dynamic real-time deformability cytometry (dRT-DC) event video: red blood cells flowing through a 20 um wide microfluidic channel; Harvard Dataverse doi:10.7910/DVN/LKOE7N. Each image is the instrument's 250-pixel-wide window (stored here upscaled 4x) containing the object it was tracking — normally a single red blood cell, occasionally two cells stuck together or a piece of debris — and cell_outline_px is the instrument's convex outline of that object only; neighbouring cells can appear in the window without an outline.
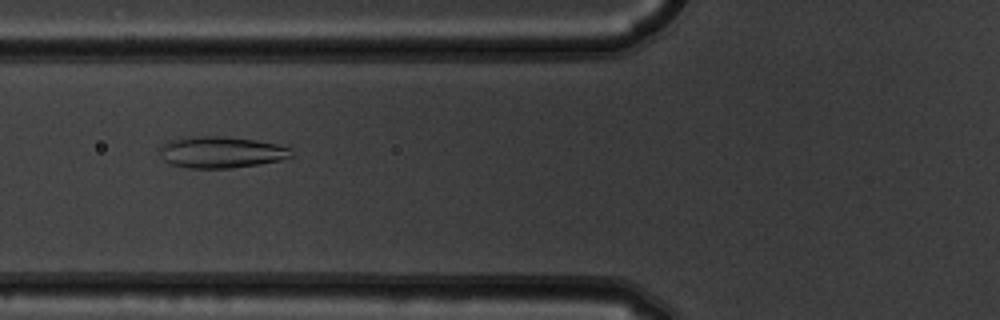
{"species": "common noctule bat (a hibernating species)", "species_latin": "Nyctalus noctula", "temperature_condition": "warm", "stored_images_in_passage": 8, "camera_frame_rate_fps": 3000, "um_per_image_px": 0.085, "animal": {"sex": "male", "body_mass_g": 19.5, "forearm_length_mm": 54.6}, "frame": {"image": 1, "passage_image": 6, "time_ms": 1.667, "image_size_px": [1000, 320], "cell_outline_px": [[292, 156], [280, 160], [232, 168], [188, 168], [172, 164], [164, 160], [160, 152], [160, 148], [168, 140], [192, 136], [224, 136], [256, 140], [276, 144], [292, 148]], "centroid_in_image_um": [18.8, 12.93], "position_along_channel_um": 107.0, "area_um2": 24.04}}